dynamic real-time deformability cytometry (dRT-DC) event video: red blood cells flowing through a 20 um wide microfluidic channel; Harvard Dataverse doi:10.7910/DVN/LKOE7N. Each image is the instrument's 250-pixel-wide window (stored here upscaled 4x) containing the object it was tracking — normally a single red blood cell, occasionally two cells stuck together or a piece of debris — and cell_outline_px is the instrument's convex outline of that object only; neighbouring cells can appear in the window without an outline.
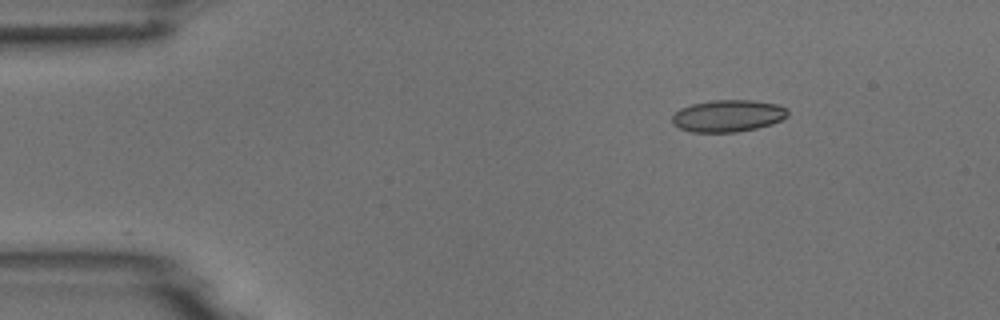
{"species": "common noctule bat (a hibernating species)", "species_latin": "Nyctalus noctula", "temperature_condition": "room temperature", "stored_images_in_passage": 5, "camera_frame_rate_fps": 3000, "um_per_image_px": 0.085, "animal": {"sex": "male", "body_mass_g": 18.8}, "frame": {"image": 1, "passage_image": 2, "time_ms": 2.0, "image_size_px": [1000, 320], "cell_outline_px": [[788, 116], [772, 124], [756, 128], [736, 132], [692, 132], [680, 128], [672, 124], [672, 116], [680, 108], [692, 104], [712, 100], [752, 100], [776, 104], [788, 108]], "centroid_in_image_um": [61.88, 9.84], "position_along_channel_um": 23.1, "area_um2": 21.56}}
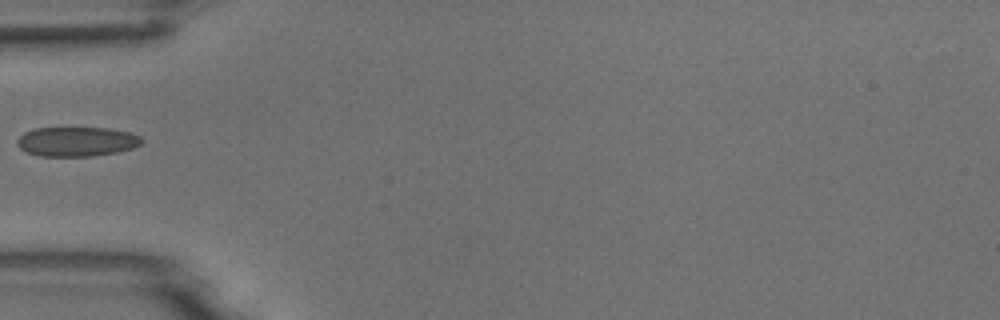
{"frame": {"image": 2, "passage_image": 4, "time_ms": 5.333, "image_size_px": [1000, 320], "cell_outline_px": [[144, 140], [140, 144], [132, 148], [116, 152], [92, 156], [40, 156], [28, 152], [20, 148], [16, 144], [16, 140], [24, 132], [36, 128], [108, 128], [128, 132], [140, 136]], "centroid_in_image_um": [6.51, 12.03], "position_along_channel_um": 78.5, "area_um2": 21.33}}